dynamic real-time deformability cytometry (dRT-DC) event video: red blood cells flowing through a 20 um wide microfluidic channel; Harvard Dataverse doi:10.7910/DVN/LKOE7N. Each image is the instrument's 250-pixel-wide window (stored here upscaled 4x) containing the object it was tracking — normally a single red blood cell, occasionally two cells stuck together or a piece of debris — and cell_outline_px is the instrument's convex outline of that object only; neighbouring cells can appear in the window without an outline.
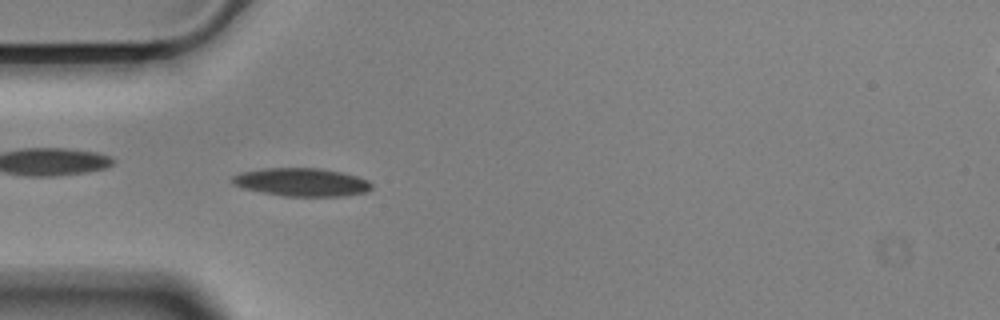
{"species": "Egyptian fruit bat (a non-hibernating species)", "species_latin": "Rousettus aegyptiacus", "temperature_condition": "cold", "stored_images_in_passage": 53, "camera_frame_rate_fps": 3000, "um_per_image_px": 0.085, "animal": {"sex": "male"}, "frame": {"image": 1, "passage_image": 13, "time_ms": 4.0, "image_size_px": [1000, 320], "cell_outline_px": [[372, 188], [364, 192], [344, 196], [284, 196], [240, 188], [232, 184], [232, 176], [244, 172], [268, 168], [320, 168], [340, 172], [356, 176], [368, 180], [372, 184]], "centroid_in_image_um": [25.63, 15.49], "position_along_channel_um": 59.4, "area_um2": 22.72}}
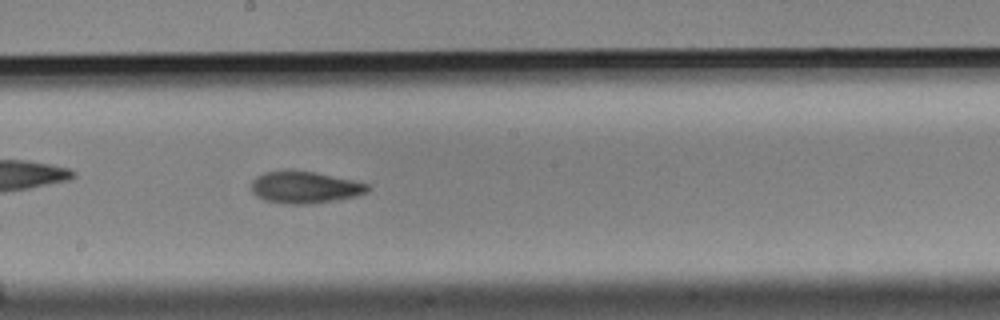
{"frame": {"image": 2, "passage_image": 27, "time_ms": 8.667, "image_size_px": [1000, 320], "cell_outline_px": [[372, 188], [368, 192], [356, 196], [336, 200], [312, 204], [284, 204], [264, 200], [256, 196], [252, 192], [252, 180], [256, 176], [264, 172], [316, 172], [352, 180], [368, 184]], "centroid_in_image_um": [25.93, 15.95], "position_along_channel_um": 222.3, "area_um2": 21.44}}
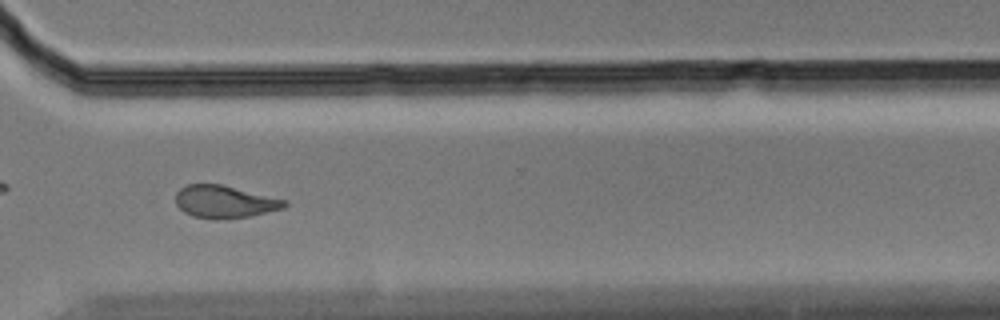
{"frame": {"image": 3, "passage_image": 38, "time_ms": 12.333, "image_size_px": [1000, 320], "cell_outline_px": [[288, 204], [284, 208], [252, 216], [216, 220], [192, 216], [184, 212], [176, 204], [176, 192], [180, 188], [188, 184], [220, 184], [288, 200]], "centroid_in_image_um": [19.1, 17.16], "position_along_channel_um": 351.5, "area_um2": 20.75}, "authors_computed_cell_mechanics": {"area_um2": 21.4438, "velocity_mm_per_s": 3.5281, "shape_relaxation_time_tau1_ms": 6.866, "shape_relaxation_time_tau2_ms": 5.3452, "deformation_change_tau1": 0.1713, "deformation_change_tau2": 0.123}}